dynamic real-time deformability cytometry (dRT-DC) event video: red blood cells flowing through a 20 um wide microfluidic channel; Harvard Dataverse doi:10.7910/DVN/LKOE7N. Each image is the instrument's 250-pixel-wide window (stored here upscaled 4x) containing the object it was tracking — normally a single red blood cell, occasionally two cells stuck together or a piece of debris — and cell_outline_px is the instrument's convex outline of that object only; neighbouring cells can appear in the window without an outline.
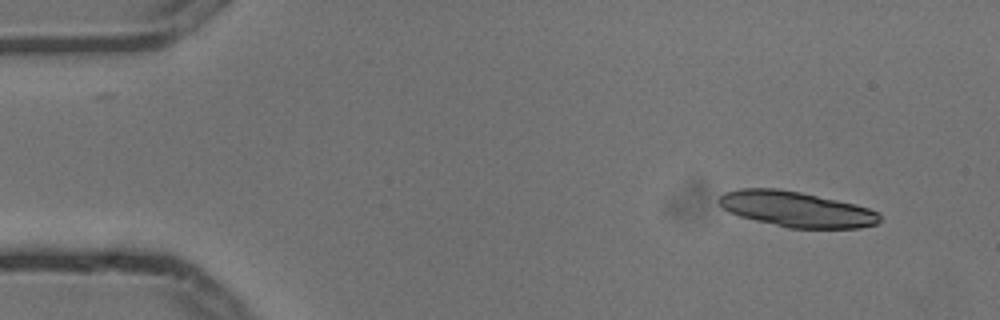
{"species": "common noctule bat (a hibernating species)", "species_latin": "Nyctalus noctula", "temperature_condition": "cold", "stored_images_in_passage": 4, "camera_frame_rate_fps": 3000, "um_per_image_px": 0.085, "animal": {"sex": "male", "body_mass_g": 13.3}, "frame": {"image": 1, "passage_image": 1, "time_ms": 0.0, "image_size_px": [1000, 320], "cell_outline_px": [[880, 220], [876, 224], [860, 228], [788, 228], [740, 216], [728, 212], [716, 200], [724, 192], [740, 188], [776, 188], [800, 192], [856, 204], [880, 212]], "centroid_in_image_um": [67.69, 17.78], "position_along_channel_um": 17.3, "area_um2": 33.23}}